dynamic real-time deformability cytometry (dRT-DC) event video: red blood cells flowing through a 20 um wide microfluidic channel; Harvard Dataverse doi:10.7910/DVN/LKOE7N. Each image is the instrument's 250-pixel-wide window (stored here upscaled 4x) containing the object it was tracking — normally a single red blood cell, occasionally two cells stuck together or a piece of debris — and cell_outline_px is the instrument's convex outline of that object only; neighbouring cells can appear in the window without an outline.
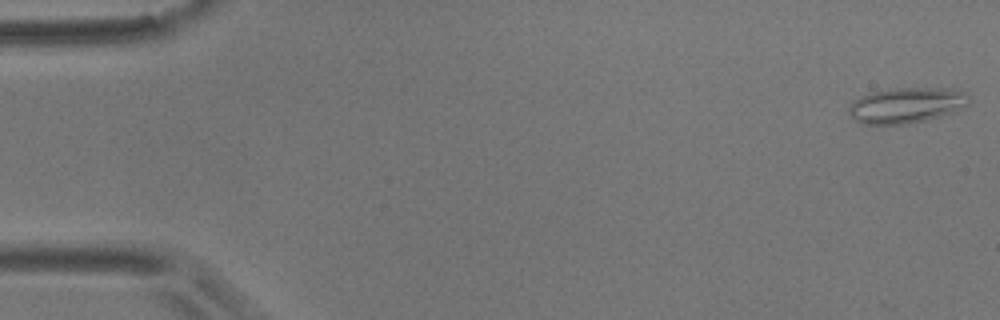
{"species": "common noctule bat (a hibernating species)", "species_latin": "Nyctalus noctula", "temperature_condition": "room temperature", "stored_images_in_passage": 6, "camera_frame_rate_fps": 3000, "um_per_image_px": 0.085, "animal": {"sex": "male", "body_mass_g": 17.9}, "frame": {"image": 1, "passage_image": 1, "time_ms": 0.0, "image_size_px": [1000, 320], "cell_outline_px": [[972, 100], [968, 104], [952, 112], [940, 116], [908, 124], [860, 124], [848, 112], [848, 108], [860, 96], [872, 92], [896, 88], [952, 88], [964, 92]], "centroid_in_image_um": [77.06, 8.94], "position_along_channel_um": 7.9, "area_um2": 24.74}}